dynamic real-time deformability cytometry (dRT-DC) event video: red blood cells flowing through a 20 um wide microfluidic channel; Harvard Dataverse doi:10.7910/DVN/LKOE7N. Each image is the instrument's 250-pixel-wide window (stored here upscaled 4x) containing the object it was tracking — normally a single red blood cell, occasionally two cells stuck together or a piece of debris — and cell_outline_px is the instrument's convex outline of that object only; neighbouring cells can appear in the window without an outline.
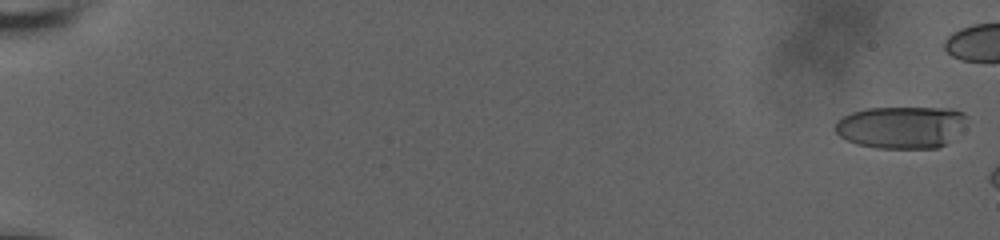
{"species": "human", "species_latin": "Homo sapiens", "temperature_condition": "room temperature", "stored_images_in_passage": 8, "camera_frame_rate_fps": 3000, "um_per_image_px": 0.085, "donor": {"sex": "male"}, "frame": {"image": 1, "passage_image": 3, "time_ms": 0.333, "image_size_px": [1000, 240], "cell_outline_px": [[968, 116], [944, 144], [936, 148], [876, 148], [856, 144], [840, 136], [836, 132], [836, 120], [852, 112], [868, 108], [952, 108], [964, 112]], "centroid_in_image_um": [76.54, 10.8], "position_along_channel_um": 8.5, "area_um2": 31.79}}